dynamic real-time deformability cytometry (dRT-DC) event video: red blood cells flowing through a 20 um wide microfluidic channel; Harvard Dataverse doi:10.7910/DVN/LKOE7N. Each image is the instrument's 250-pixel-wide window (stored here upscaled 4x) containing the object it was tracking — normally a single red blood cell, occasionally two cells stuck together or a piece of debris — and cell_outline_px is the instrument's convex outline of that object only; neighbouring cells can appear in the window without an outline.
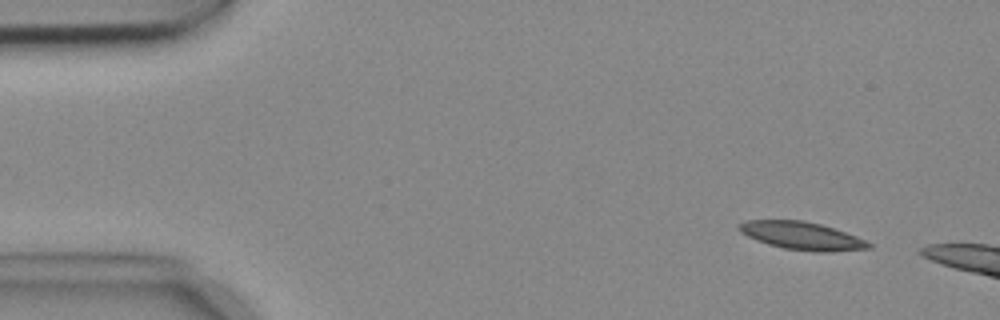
{"species": "common noctule bat (a hibernating species)", "species_latin": "Nyctalus noctula", "temperature_condition": "cold", "stored_images_in_passage": 4, "camera_frame_rate_fps": 3000, "um_per_image_px": 0.085, "animal": {"sex": "female", "body_mass_g": 18.4}, "frame": {"image": 1, "passage_image": 1, "time_ms": 0.0, "image_size_px": [1000, 320], "cell_outline_px": [[872, 248], [832, 252], [816, 252], [784, 248], [768, 244], [756, 240], [740, 232], [736, 228], [736, 224], [744, 220], [804, 220], [820, 224], [856, 236], [872, 244]], "centroid_in_image_um": [68.11, 20.04], "position_along_channel_um": 16.9, "area_um2": 21.1}}